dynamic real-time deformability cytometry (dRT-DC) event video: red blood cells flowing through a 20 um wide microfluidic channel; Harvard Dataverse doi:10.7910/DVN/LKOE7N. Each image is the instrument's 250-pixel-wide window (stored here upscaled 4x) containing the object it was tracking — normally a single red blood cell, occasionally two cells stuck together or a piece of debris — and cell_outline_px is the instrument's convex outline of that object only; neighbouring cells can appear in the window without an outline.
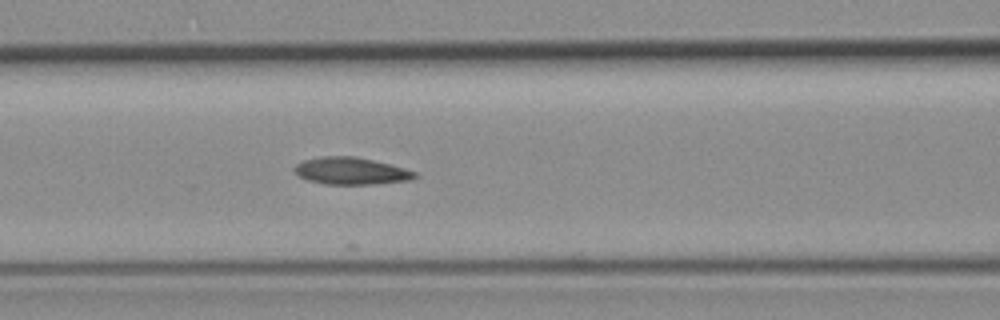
{"species": "common noctule bat (a hibernating species)", "species_latin": "Nyctalus noctula", "temperature_condition": "room temperature", "stored_images_in_passage": 6, "camera_frame_rate_fps": 3000, "um_per_image_px": 0.085, "animal": {"sex": "female", "body_mass_g": 19.3, "forearm_length_mm": 54.1}, "frame": {"image": 1, "passage_image": 6, "time_ms": 5.667, "image_size_px": [1000, 320], "cell_outline_px": [[420, 176], [412, 180], [372, 184], [324, 184], [308, 180], [300, 176], [292, 168], [296, 164], [304, 160], [320, 156], [356, 156], [404, 168], [416, 172]], "centroid_in_image_um": [29.85, 14.53], "position_along_channel_um": 136.8, "area_um2": 19.02}}